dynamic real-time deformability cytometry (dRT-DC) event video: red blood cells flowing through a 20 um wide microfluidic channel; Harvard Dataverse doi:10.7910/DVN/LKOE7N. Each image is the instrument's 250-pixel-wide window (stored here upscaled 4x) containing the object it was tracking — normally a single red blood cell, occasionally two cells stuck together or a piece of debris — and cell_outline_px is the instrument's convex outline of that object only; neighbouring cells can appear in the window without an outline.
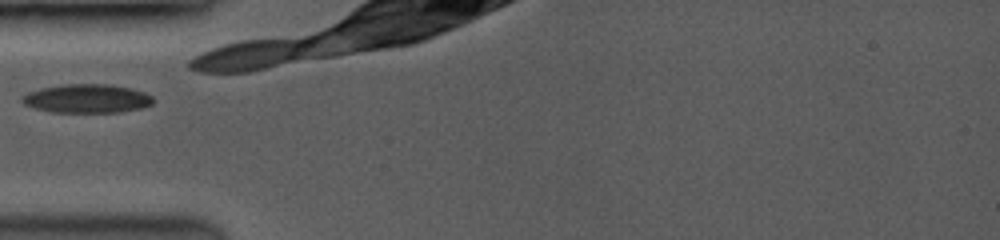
{"species": "common noctule bat (a hibernating species)", "species_latin": "Nyctalus noctula", "temperature_condition": "room temperature", "stored_images_in_passage": 11, "camera_frame_rate_fps": 3500, "um_per_image_px": 0.085, "animal": {"sex": "female", "body_mass_g": 19.0, "forearm_length_mm": 53.3}, "frame": {"image": 1, "passage_image": 2, "time_ms": 1.143, "image_size_px": [1000, 240], "cell_outline_px": [[152, 104], [140, 108], [116, 112], [52, 112], [36, 108], [24, 104], [20, 100], [24, 96], [40, 88], [64, 84], [108, 84], [128, 88], [144, 92], [152, 96]], "centroid_in_image_um": [7.39, 8.37], "position_along_channel_um": 77.6, "area_um2": 21.56}}